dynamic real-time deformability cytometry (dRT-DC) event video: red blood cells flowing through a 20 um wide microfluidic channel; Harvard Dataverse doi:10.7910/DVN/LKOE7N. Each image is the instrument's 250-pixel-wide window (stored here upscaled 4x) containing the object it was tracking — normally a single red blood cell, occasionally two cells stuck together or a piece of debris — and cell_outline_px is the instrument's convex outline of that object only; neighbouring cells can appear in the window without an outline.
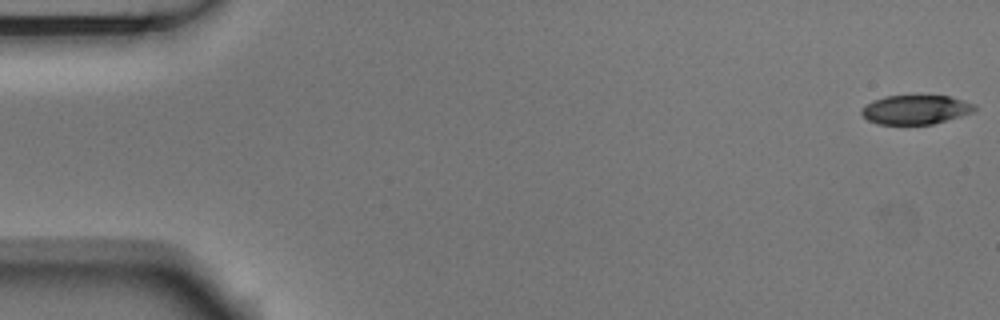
{"species": "Egyptian fruit bat (a non-hibernating species)", "species_latin": "Rousettus aegyptiacus", "temperature_condition": "room temperature", "stored_images_in_passage": 54, "camera_frame_rate_fps": 3000, "um_per_image_px": 0.085, "animal": {"sex": "male"}, "frame": {"image": 1, "passage_image": 1, "time_ms": 0.0, "image_size_px": [1000, 320], "cell_outline_px": [[976, 108], [972, 112], [960, 116], [932, 124], [876, 124], [868, 120], [860, 112], [860, 108], [872, 100], [884, 96], [916, 92], [948, 96], [976, 104]], "centroid_in_image_um": [77.79, 9.26], "position_along_channel_um": 7.2, "area_um2": 20.06}}
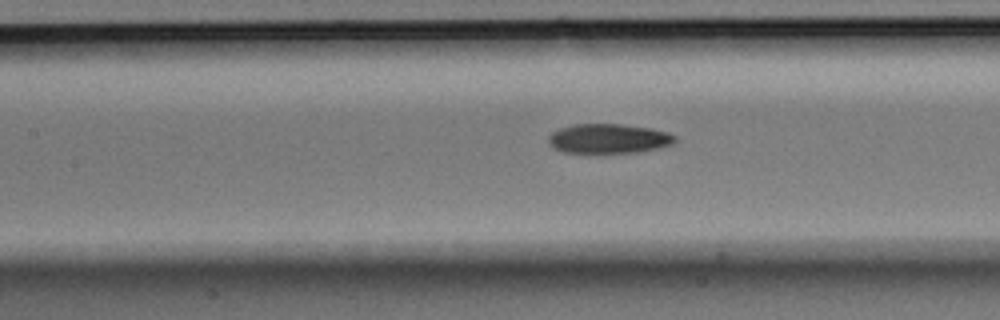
{"frame": {"image": 2, "passage_image": 24, "time_ms": 7.667, "image_size_px": [1000, 320], "cell_outline_px": [[676, 140], [672, 144], [640, 152], [564, 152], [552, 148], [548, 144], [548, 136], [552, 132], [560, 128], [572, 124], [620, 124], [652, 128], [668, 132], [676, 136]], "centroid_in_image_um": [51.71, 11.77], "position_along_channel_um": 155.7, "area_um2": 21.79}}
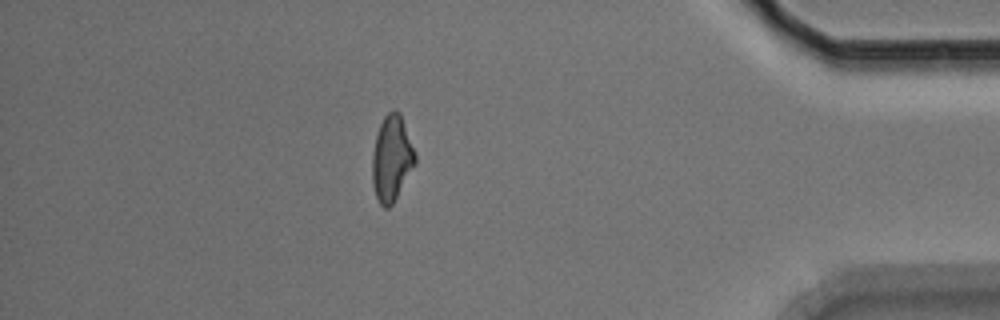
{"frame": {"image": 3, "passage_image": 47, "time_ms": 15.333, "image_size_px": [1000, 320], "cell_outline_px": [[416, 164], [392, 204], [388, 208], [384, 208], [380, 204], [376, 196], [372, 184], [372, 156], [376, 136], [380, 124], [384, 116], [392, 108], [400, 112], [416, 152]], "centroid_in_image_um": [33.3, 13.44], "position_along_channel_um": 401.9, "area_um2": 21.56}, "authors_computed_cell_mechanics": {"area_um2": 21.5883, "velocity_mm_per_s": 3.7446, "shape_relaxation_time_tau1_ms": 6.2161, "shape_relaxation_time_tau2_ms": 4.3844, "deformation_change_tau1": 0.1611, "deformation_change_tau2": 0.123}}